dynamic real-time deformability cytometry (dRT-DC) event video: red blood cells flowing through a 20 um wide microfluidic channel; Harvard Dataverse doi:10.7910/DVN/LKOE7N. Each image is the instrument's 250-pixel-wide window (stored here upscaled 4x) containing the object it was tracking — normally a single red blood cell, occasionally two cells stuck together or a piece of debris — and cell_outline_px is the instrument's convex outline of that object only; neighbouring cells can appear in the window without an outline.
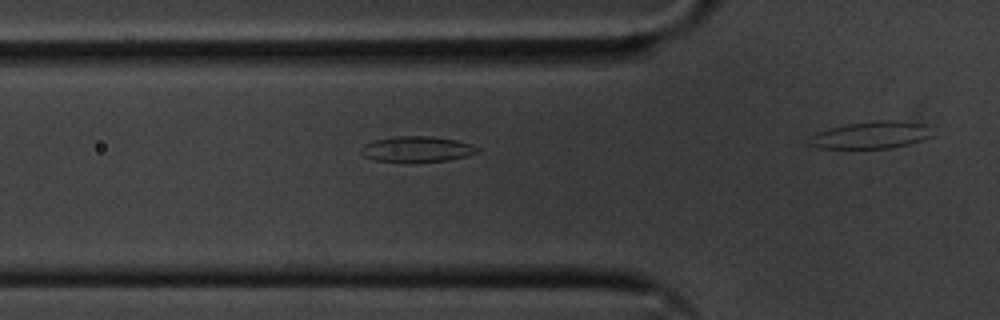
{"species": "common noctule bat (a hibernating species)", "species_latin": "Nyctalus noctula", "temperature_condition": "cold", "stored_images_in_passage": 15, "camera_frame_rate_fps": 3000, "um_per_image_px": 0.085, "animal": {"sex": "male", "body_mass_g": 20.1, "forearm_length_mm": 53.5}, "frame": {"image": 1, "passage_image": 11, "time_ms": 3.333, "image_size_px": [1000, 320], "cell_outline_px": [[480, 152], [448, 160], [372, 160], [364, 156], [360, 152], [360, 148], [364, 144], [376, 140], [396, 136], [432, 136], [456, 140], [472, 144], [480, 148]], "centroid_in_image_um": [35.45, 12.64], "position_along_channel_um": 90.3, "area_um2": 16.88}}